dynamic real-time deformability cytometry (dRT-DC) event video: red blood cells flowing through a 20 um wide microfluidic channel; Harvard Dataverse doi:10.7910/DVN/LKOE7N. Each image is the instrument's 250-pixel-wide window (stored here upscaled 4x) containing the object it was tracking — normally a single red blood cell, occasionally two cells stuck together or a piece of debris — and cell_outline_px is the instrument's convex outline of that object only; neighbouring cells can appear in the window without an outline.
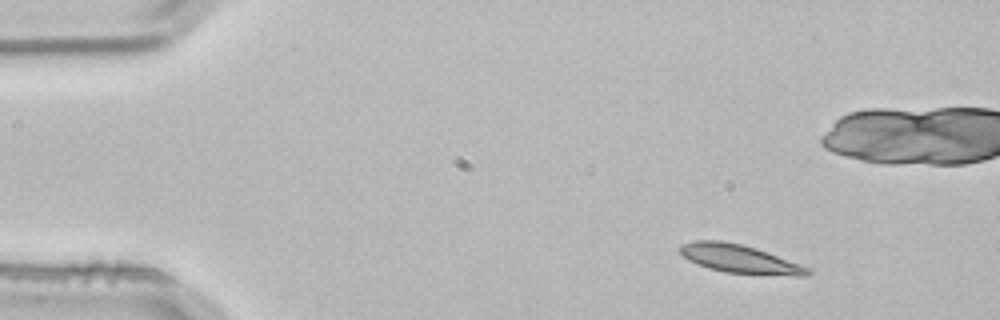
{"species": "common noctule bat (a hibernating species)", "species_latin": "Nyctalus noctula", "temperature_condition": "room temperature", "stored_images_in_passage": 3, "segment_of_instrument_passage": [2, 2], "camera_frame_rate_fps": 3000, "um_per_image_px": 0.085, "animal": {"sex": "male", "body_mass_g": 21.5, "forearm_length_mm": 52.0}, "frame": {"image": 1, "passage_image": 3, "time_ms": 0.667, "image_size_px": [1000, 320], "cell_outline_px": [[812, 272], [808, 276], [796, 276], [724, 272], [708, 268], [688, 260], [680, 252], [680, 244], [692, 240], [720, 240], [740, 244], [756, 248], [768, 252], [812, 268]], "centroid_in_image_um": [62.9, 22.0], "position_along_channel_um": 22.1, "area_um2": 21.27}}